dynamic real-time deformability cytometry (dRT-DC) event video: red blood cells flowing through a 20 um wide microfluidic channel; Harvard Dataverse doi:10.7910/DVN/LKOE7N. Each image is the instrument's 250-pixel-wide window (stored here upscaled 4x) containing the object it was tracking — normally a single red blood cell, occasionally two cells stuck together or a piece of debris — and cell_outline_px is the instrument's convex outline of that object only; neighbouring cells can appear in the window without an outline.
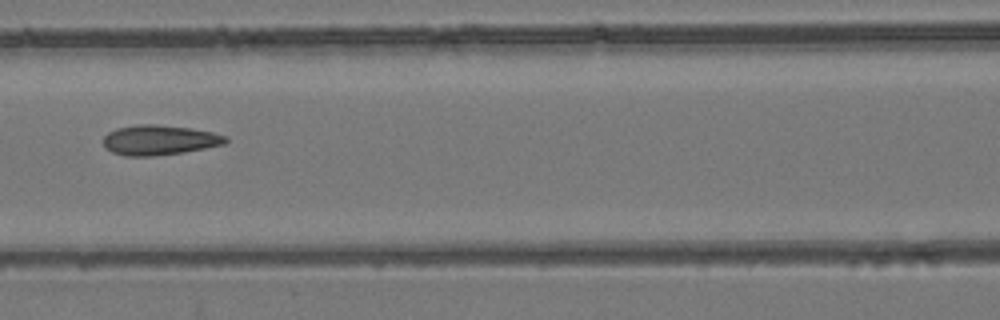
{"species": "common noctule bat (a hibernating species)", "species_latin": "Nyctalus noctula", "temperature_condition": "room temperature", "stored_images_in_passage": 7, "camera_frame_rate_fps": 3000, "um_per_image_px": 0.085, "animal": {"sex": "female", "body_mass_g": 24.6, "forearm_length_mm": 56.2}, "frame": {"image": 1, "passage_image": 6, "time_ms": 6.667, "image_size_px": [1000, 320], "cell_outline_px": [[228, 140], [224, 144], [184, 152], [152, 156], [124, 156], [112, 152], [104, 144], [104, 136], [108, 132], [116, 128], [136, 124], [152, 124], [188, 128], [212, 132], [228, 136]], "centroid_in_image_um": [13.53, 11.9], "position_along_channel_um": 153.1, "area_um2": 21.21}}
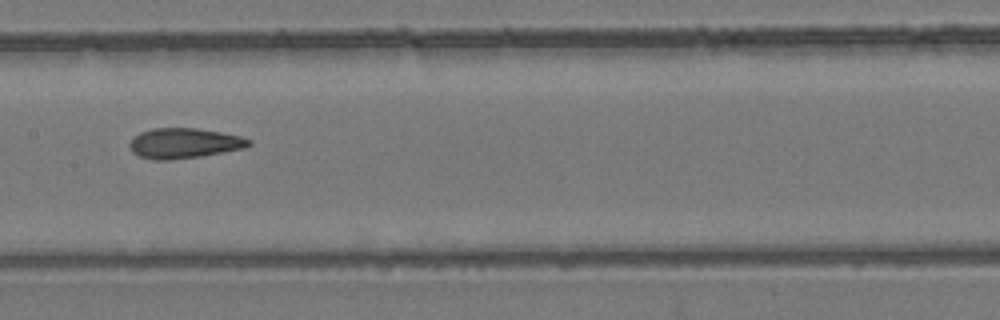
{"frame": {"image": 2, "passage_image": 7, "time_ms": 7.667, "image_size_px": [1000, 320], "cell_outline_px": [[252, 144], [244, 148], [200, 156], [172, 160], [152, 160], [140, 156], [132, 152], [128, 144], [140, 132], [152, 128], [196, 128], [220, 132], [240, 136], [252, 140]], "centroid_in_image_um": [15.64, 12.18], "position_along_channel_um": 191.8, "area_um2": 20.92}}